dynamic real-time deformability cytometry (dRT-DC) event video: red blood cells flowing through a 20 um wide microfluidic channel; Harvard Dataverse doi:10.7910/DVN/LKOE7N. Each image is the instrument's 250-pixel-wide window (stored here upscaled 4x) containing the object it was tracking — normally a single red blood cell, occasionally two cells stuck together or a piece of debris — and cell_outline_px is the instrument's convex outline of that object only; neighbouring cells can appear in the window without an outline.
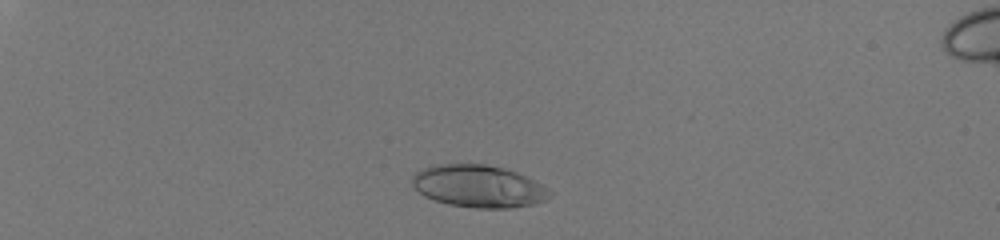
{"species": "human", "species_latin": "Homo sapiens", "temperature_condition": "room temperature", "stored_images_in_passage": 42, "camera_frame_rate_fps": 3000, "um_per_image_px": 0.085, "donor": {"sex": "male"}, "frame": {"image": 1, "passage_image": 9, "time_ms": 2.667, "image_size_px": [1000, 240], "cell_outline_px": [[552, 196], [548, 200], [532, 204], [508, 208], [476, 208], [448, 204], [424, 196], [412, 184], [412, 176], [416, 172], [424, 168], [436, 164], [484, 164], [504, 168], [516, 172], [548, 188], [552, 192]], "centroid_in_image_um": [40.69, 15.83], "position_along_channel_um": 44.3, "area_um2": 33.76}}
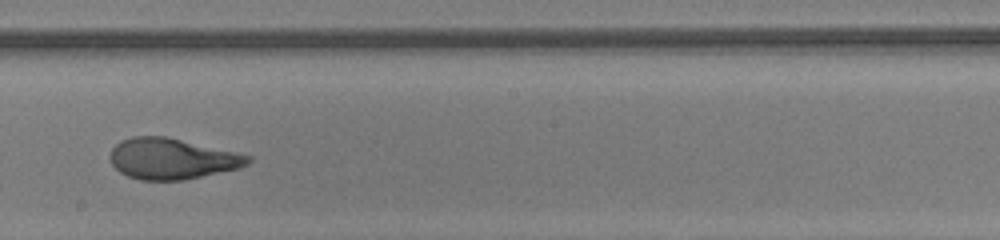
{"frame": {"image": 2, "passage_image": 29, "time_ms": 9.333, "image_size_px": [1000, 240], "cell_outline_px": [[252, 160], [248, 164], [240, 168], [184, 180], [140, 180], [128, 176], [120, 172], [112, 164], [112, 148], [120, 140], [132, 136], [164, 136], [236, 152], [252, 156]], "centroid_in_image_um": [14.64, 13.49], "position_along_channel_um": 233.6, "area_um2": 32.66}}
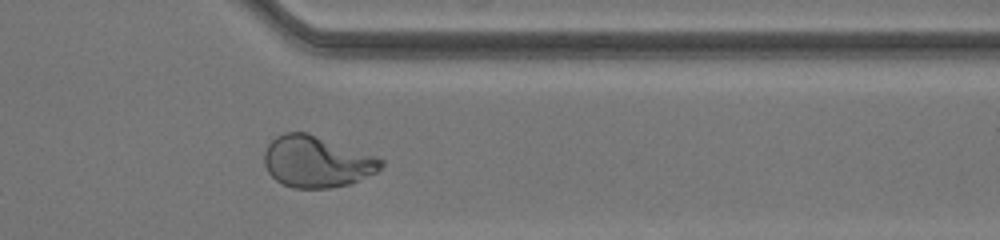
{"frame": {"image": 3, "passage_image": 40, "time_ms": 13.0, "image_size_px": [1000, 240], "cell_outline_px": [[384, 164], [376, 172], [348, 184], [328, 188], [292, 188], [276, 180], [268, 172], [264, 164], [264, 152], [268, 144], [276, 136], [284, 132], [308, 132], [376, 156], [384, 160]], "centroid_in_image_um": [26.9, 13.73], "position_along_channel_um": 384.5, "area_um2": 34.91}, "authors_computed_cell_mechanics": {"area_um2": 33.6107, "velocity_mm_per_s": 4.0936, "shape_relaxation_time_tau1_ms": 10.1734, "shape_relaxation_time_tau2_ms": null, "deformation_change_tau1": 0.366, "deformation_change_tau2": null}}